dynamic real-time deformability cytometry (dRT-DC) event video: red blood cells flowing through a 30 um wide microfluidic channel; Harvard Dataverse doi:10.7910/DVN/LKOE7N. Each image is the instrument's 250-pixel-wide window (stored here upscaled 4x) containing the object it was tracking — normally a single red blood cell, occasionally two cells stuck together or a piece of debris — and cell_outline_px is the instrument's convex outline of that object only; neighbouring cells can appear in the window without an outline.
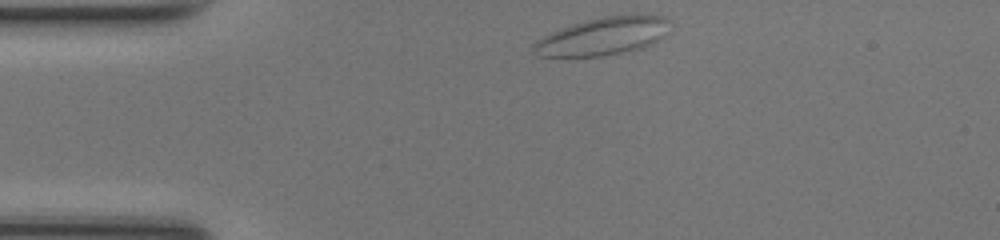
{"species": "common noctule bat (a hibernating species)", "species_latin": "Nyctalus noctula", "temperature_condition": "room temperature", "stored_images_in_passage": 42, "camera_frame_rate_fps": 3000, "um_per_image_px": 0.085, "animal": {"sex": "female", "body_mass_g": 17.0, "forearm_length_mm": 48.0}, "frame": {"image": 1, "passage_image": 1, "time_ms": 0.0, "image_size_px": [1000, 240], "cell_outline_px": [[668, 20], [660, 36], [652, 44], [644, 48], [600, 56], [540, 56], [532, 52], [532, 48], [536, 40], [560, 28], [572, 24], [604, 16], [664, 16]], "centroid_in_image_um": [51.14, 3.1], "position_along_channel_um": 33.9, "area_um2": 29.02}}
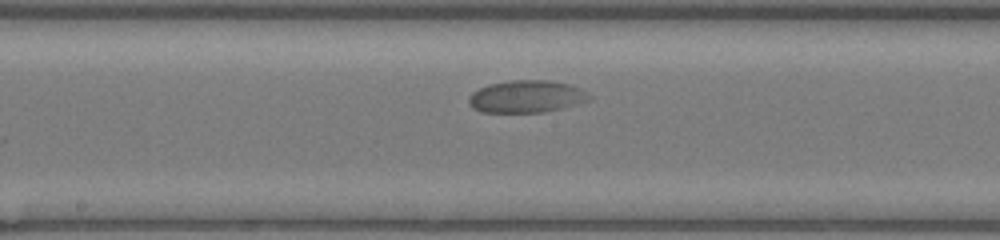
{"frame": {"image": 2, "passage_image": 17, "time_ms": 5.333, "image_size_px": [1000, 240], "cell_outline_px": [[592, 100], [544, 112], [480, 112], [472, 108], [468, 104], [468, 96], [472, 92], [488, 84], [512, 80], [548, 80], [568, 84], [580, 88], [588, 92], [592, 96]], "centroid_in_image_um": [44.74, 8.2], "position_along_channel_um": 203.5, "area_um2": 22.83}}
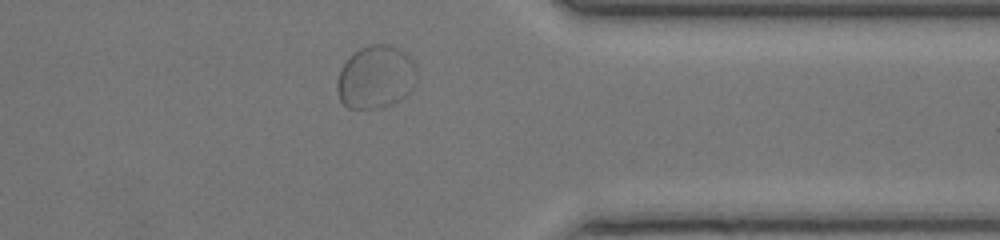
{"frame": {"image": 3, "passage_image": 31, "time_ms": 10.0, "image_size_px": [1000, 240], "cell_outline_px": [[416, 84], [408, 96], [388, 104], [372, 108], [348, 108], [340, 100], [336, 88], [336, 80], [340, 68], [348, 56], [360, 48], [368, 44], [392, 44], [404, 52], [416, 64]], "centroid_in_image_um": [31.93, 6.52], "position_along_channel_um": 379.5, "area_um2": 29.65}}